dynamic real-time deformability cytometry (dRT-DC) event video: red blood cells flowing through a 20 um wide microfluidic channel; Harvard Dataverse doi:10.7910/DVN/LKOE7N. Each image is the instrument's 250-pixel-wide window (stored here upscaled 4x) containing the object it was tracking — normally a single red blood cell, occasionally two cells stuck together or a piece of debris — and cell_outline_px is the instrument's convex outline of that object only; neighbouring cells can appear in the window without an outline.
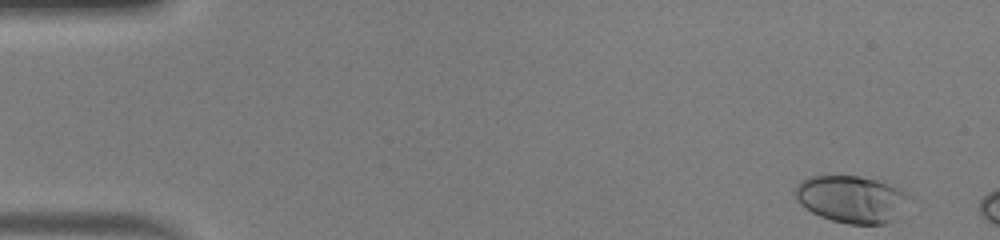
{"species": "human", "species_latin": "Homo sapiens", "temperature_condition": "warm", "stored_images_in_passage": 7, "camera_frame_rate_fps": 3000, "um_per_image_px": 0.085, "donor": {"sex": "male"}, "frame": {"image": 1, "passage_image": 1, "time_ms": 0.0, "image_size_px": [1000, 240], "cell_outline_px": [[908, 196], [900, 220], [884, 224], [848, 224], [832, 220], [820, 216], [812, 212], [800, 204], [796, 200], [792, 192], [800, 180], [808, 176], [860, 176], [876, 180], [900, 188]], "centroid_in_image_um": [72.36, 16.94], "position_along_channel_um": 12.6, "area_um2": 31.67}}